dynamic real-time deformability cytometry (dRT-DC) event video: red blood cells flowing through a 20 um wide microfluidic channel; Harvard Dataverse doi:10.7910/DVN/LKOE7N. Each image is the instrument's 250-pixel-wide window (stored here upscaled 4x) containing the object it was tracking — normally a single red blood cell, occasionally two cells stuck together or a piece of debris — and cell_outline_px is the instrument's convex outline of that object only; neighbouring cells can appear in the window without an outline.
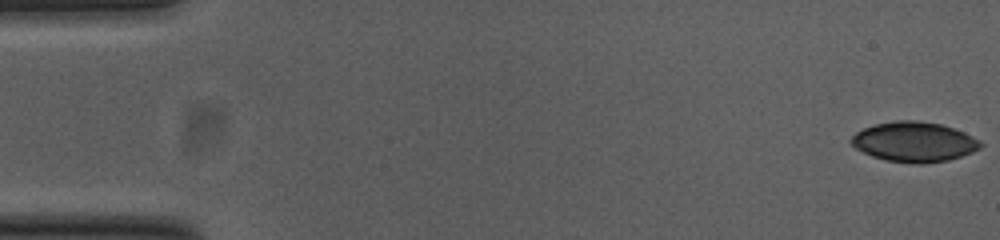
{"species": "common noctule bat (a hibernating species)", "species_latin": "Nyctalus noctula", "temperature_condition": "cold", "stored_images_in_passage": 56, "camera_frame_rate_fps": 3000, "um_per_image_px": 0.085, "animal": {"sex": "female", "body_mass_g": 23.0, "forearm_length_mm": 53.4}, "frame": {"image": 1, "passage_image": 1, "time_ms": 0.0, "image_size_px": [1000, 240], "cell_outline_px": [[984, 144], [980, 148], [972, 152], [948, 160], [920, 164], [912, 164], [888, 160], [872, 156], [856, 148], [848, 140], [856, 132], [864, 128], [876, 124], [900, 120], [916, 120], [940, 124], [964, 132], [980, 140]], "centroid_in_image_um": [77.71, 12.06], "position_along_channel_um": 7.3, "area_um2": 29.94}}
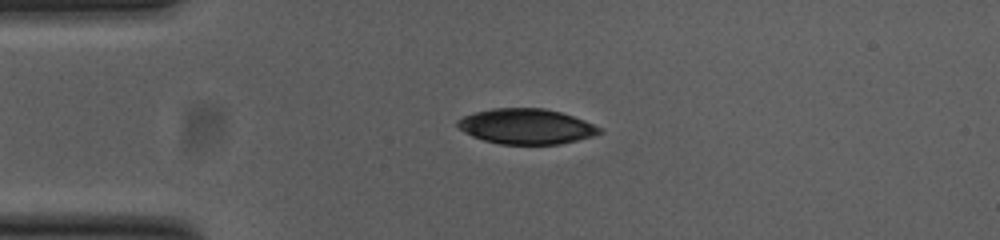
{"frame": {"image": 2, "passage_image": 13, "time_ms": 4.0, "image_size_px": [1000, 240], "cell_outline_px": [[604, 132], [592, 136], [560, 144], [500, 144], [484, 140], [472, 136], [464, 132], [456, 124], [456, 120], [464, 116], [476, 112], [492, 108], [544, 108], [560, 112], [584, 120], [600, 128]], "centroid_in_image_um": [44.72, 10.74], "position_along_channel_um": 40.3, "area_um2": 29.02}}
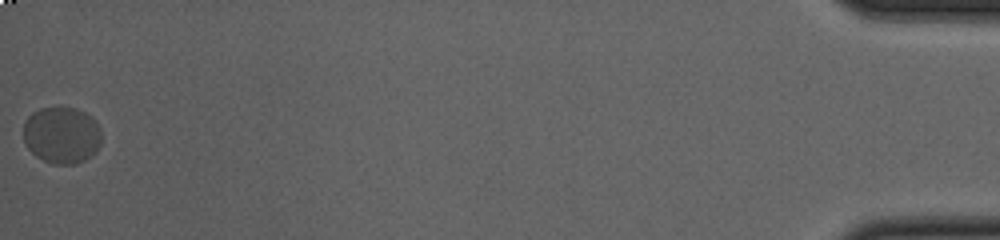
{"frame": {"image": 3, "passage_image": 56, "time_ms": 18.333, "image_size_px": [1000, 240], "cell_outline_px": [[100, 144], [96, 152], [84, 160], [76, 164], [52, 164], [36, 156], [24, 144], [24, 120], [32, 112], [40, 108], [76, 108], [92, 116], [100, 128]], "centroid_in_image_um": [5.24, 11.48], "position_along_channel_um": 430.0, "area_um2": 25.95}}